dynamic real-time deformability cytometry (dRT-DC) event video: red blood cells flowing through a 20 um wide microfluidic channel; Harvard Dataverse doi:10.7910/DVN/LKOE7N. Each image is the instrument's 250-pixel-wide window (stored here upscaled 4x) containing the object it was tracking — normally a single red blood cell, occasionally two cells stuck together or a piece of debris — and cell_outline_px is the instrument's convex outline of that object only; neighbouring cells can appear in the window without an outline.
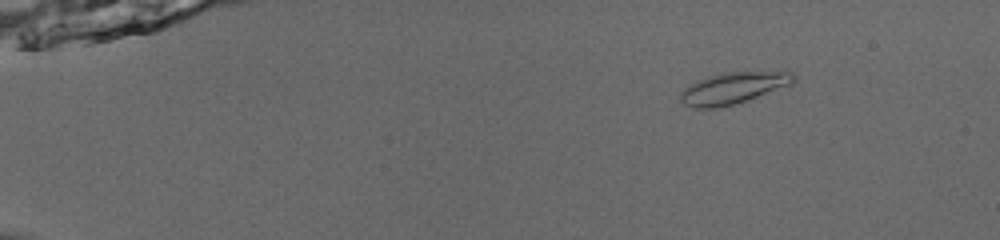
{"species": "common noctule bat (a hibernating species)", "species_latin": "Nyctalus noctula", "temperature_condition": "room temperature", "stored_images_in_passage": 55, "camera_frame_rate_fps": 3000, "um_per_image_px": 0.085, "animal": {"sex": "male", "body_mass_g": 13.0, "forearm_length_mm": 53.1}, "frame": {"image": 1, "passage_image": 9, "time_ms": 2.667, "image_size_px": [1000, 240], "cell_outline_px": [[796, 80], [792, 84], [732, 104], [712, 108], [692, 108], [684, 104], [680, 100], [680, 92], [684, 88], [696, 80], [708, 76], [724, 72], [792, 72], [796, 76]], "centroid_in_image_um": [62.27, 7.47], "position_along_channel_um": 22.7, "area_um2": 20.4}}
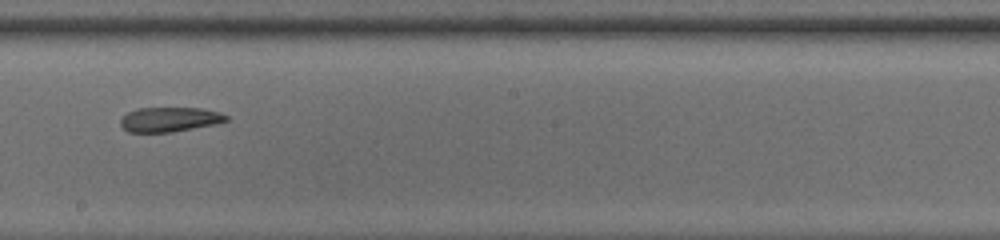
{"frame": {"image": 2, "passage_image": 34, "time_ms": 11.0, "image_size_px": [1000, 240], "cell_outline_px": [[228, 120], [216, 124], [172, 132], [128, 132], [120, 124], [120, 120], [128, 112], [140, 108], [204, 108], [220, 112], [228, 116]], "centroid_in_image_um": [14.45, 10.15], "position_along_channel_um": 233.8, "area_um2": 15.14}}
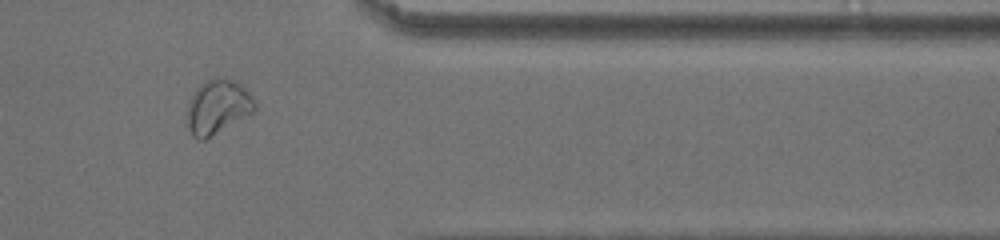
{"frame": {"image": 3, "passage_image": 47, "time_ms": 15.333, "image_size_px": [1000, 240], "cell_outline_px": [[256, 112], [204, 140], [200, 140], [192, 136], [188, 128], [188, 104], [196, 88], [204, 80], [220, 76], [224, 76], [240, 84], [252, 96], [256, 104]], "centroid_in_image_um": [18.53, 9.07], "position_along_channel_um": 392.9, "area_um2": 21.62}}